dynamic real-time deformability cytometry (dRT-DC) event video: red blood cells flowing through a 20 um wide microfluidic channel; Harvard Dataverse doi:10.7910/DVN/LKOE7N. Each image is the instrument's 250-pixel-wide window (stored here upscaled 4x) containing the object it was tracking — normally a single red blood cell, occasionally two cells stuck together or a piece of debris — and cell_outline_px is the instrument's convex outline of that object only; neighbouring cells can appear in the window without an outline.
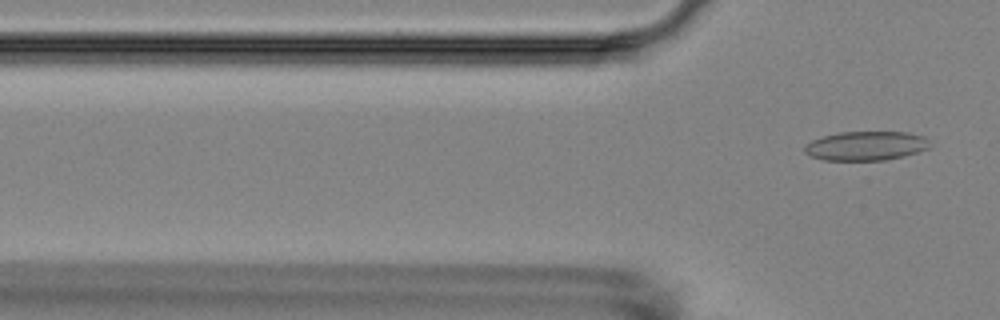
{"species": "Egyptian fruit bat (a non-hibernating species)", "species_latin": "Rousettus aegyptiacus", "temperature_condition": "room temperature", "stored_images_in_passage": 3, "segment_of_instrument_passage": [2, 2], "camera_frame_rate_fps": 3000, "um_per_image_px": 0.085, "animal": {"sex": "female"}, "frame": {"image": 1, "passage_image": 3, "time_ms": 2.0, "image_size_px": [1000, 320], "cell_outline_px": [[928, 148], [904, 156], [884, 160], [824, 160], [812, 156], [804, 152], [804, 144], [812, 140], [824, 136], [840, 132], [908, 132], [924, 136], [928, 140]], "centroid_in_image_um": [73.58, 12.39], "position_along_channel_um": 52.2, "area_um2": 21.15}}